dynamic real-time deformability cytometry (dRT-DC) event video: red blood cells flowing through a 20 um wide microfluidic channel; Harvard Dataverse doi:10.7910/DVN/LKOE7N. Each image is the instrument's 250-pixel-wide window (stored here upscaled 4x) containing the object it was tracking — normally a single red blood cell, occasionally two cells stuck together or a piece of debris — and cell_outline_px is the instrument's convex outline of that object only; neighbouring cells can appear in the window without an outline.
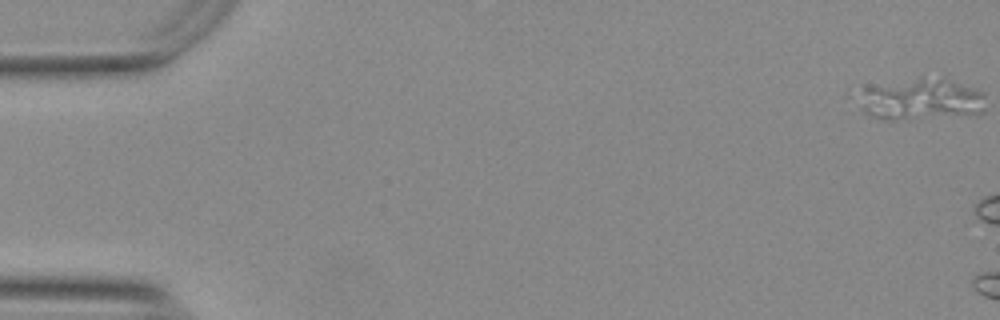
{"species": "Egyptian fruit bat (a non-hibernating species)", "species_latin": "Rousettus aegyptiacus", "temperature_condition": "warm", "stored_images_in_passage": 6, "camera_frame_rate_fps": 3000, "um_per_image_px": 0.085, "animal": {"sex": "female"}, "frame": {"image": 1, "passage_image": 1, "time_ms": 0.0, "image_size_px": [1000, 320], "cell_outline_px": [[984, 112], [976, 116], [892, 120], [884, 120], [872, 116], [864, 112], [844, 92], [920, 76], [944, 76], [980, 88], [984, 92]], "centroid_in_image_um": [78.21, 8.42], "position_along_channel_um": 6.8, "area_um2": 33.47}}